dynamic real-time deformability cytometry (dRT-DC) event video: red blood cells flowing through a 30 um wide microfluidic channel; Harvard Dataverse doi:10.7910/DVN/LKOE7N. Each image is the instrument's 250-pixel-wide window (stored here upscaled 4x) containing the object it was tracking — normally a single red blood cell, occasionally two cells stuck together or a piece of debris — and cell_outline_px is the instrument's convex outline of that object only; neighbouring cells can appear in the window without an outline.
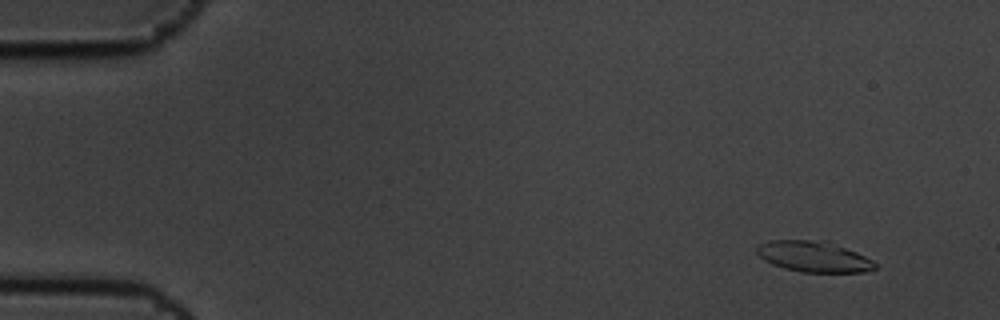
{"species": "common noctule bat (a hibernating species)", "species_latin": "Nyctalus noctula", "temperature_condition": "cold", "stored_images_in_passage": 6, "camera_frame_rate_fps": 3000, "um_per_image_px": 0.085, "animal": {"sex": "male", "body_mass_g": 19.5, "forearm_length_mm": 54.6}, "frame": {"image": 1, "passage_image": 1, "time_ms": 0.0, "image_size_px": [1000, 320], "cell_outline_px": [[876, 268], [864, 272], [800, 272], [784, 268], [772, 264], [764, 260], [756, 252], [756, 248], [760, 244], [772, 240], [832, 240], [872, 260], [876, 264]], "centroid_in_image_um": [69.18, 21.79], "position_along_channel_um": 15.8, "area_um2": 21.44}}
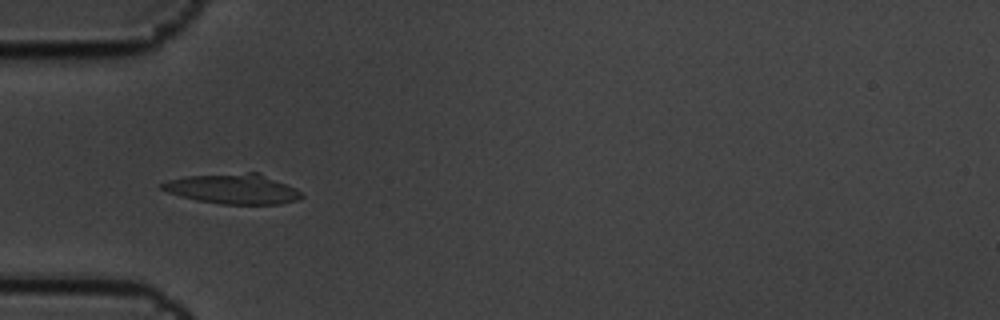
{"frame": {"image": 2, "passage_image": 5, "time_ms": 1.333, "image_size_px": [1000, 320], "cell_outline_px": [[304, 196], [300, 200], [280, 204], [220, 204], [196, 200], [180, 196], [168, 192], [160, 188], [160, 184], [168, 180], [188, 176], [248, 172], [260, 172], [296, 188]], "centroid_in_image_um": [19.85, 16.06], "position_along_channel_um": 65.1, "area_um2": 24.57}}
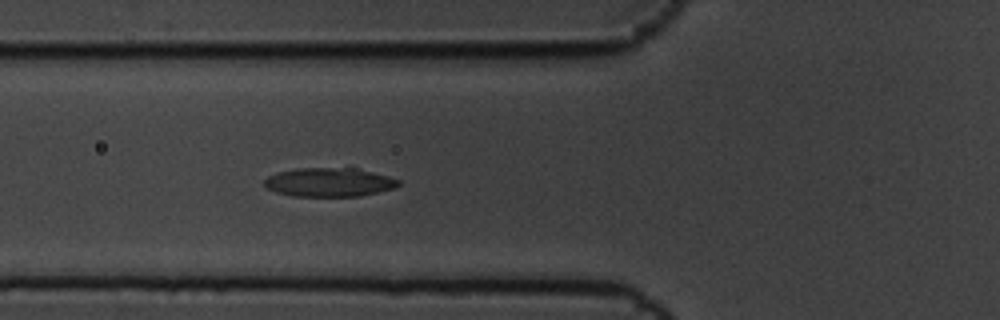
{"frame": {"image": 3, "passage_image": 6, "time_ms": 1.667, "image_size_px": [1000, 320], "cell_outline_px": [[400, 184], [396, 188], [360, 196], [292, 196], [276, 192], [268, 188], [264, 184], [264, 180], [268, 176], [276, 172], [296, 168], [348, 164], [388, 176], [400, 180]], "centroid_in_image_um": [28.02, 15.43], "position_along_channel_um": 97.8, "area_um2": 23.7}}